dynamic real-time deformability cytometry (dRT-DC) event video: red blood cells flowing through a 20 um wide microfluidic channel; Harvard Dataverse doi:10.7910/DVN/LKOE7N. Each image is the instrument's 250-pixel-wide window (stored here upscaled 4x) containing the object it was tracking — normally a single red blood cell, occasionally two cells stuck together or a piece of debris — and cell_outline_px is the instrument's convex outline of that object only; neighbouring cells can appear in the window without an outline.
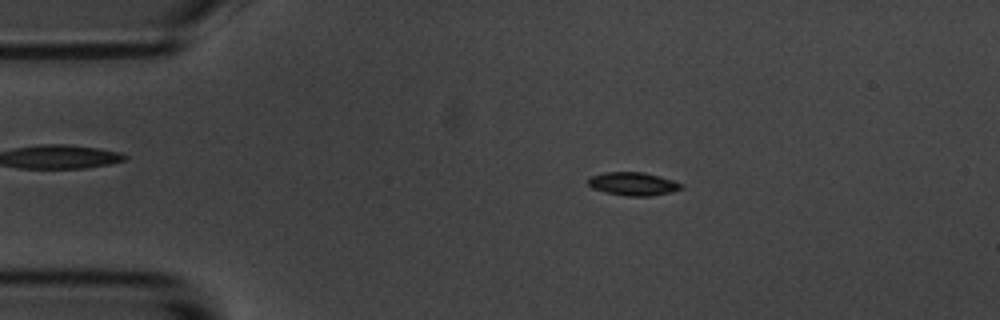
{"species": "common noctule bat (a hibernating species)", "species_latin": "Nyctalus noctula", "temperature_condition": "room temperature", "stored_images_in_passage": 3, "camera_frame_rate_fps": 3000, "um_per_image_px": 0.085, "animal": {"sex": "male", "body_mass_g": 20.1, "forearm_length_mm": 53.5}, "frame": {"image": 1, "passage_image": 2, "time_ms": 1.333, "image_size_px": [1000, 320], "cell_outline_px": [[684, 188], [672, 192], [652, 196], [628, 196], [604, 192], [592, 188], [588, 184], [588, 176], [604, 172], [644, 172], [660, 176], [684, 184]], "centroid_in_image_um": [53.82, 15.62], "position_along_channel_um": 31.2, "area_um2": 12.83}}